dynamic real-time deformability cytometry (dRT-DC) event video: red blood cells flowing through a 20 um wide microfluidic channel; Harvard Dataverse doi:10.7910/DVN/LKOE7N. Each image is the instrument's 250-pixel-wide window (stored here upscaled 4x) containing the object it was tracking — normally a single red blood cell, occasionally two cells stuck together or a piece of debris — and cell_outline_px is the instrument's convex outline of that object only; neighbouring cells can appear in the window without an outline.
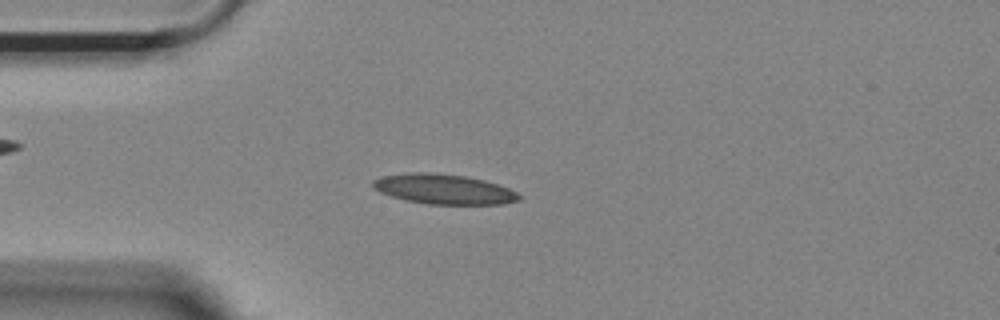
{"species": "Egyptian fruit bat (a non-hibernating species)", "species_latin": "Rousettus aegyptiacus", "temperature_condition": "room temperature", "stored_images_in_passage": 53, "camera_frame_rate_fps": 3000, "um_per_image_px": 0.085, "animal": {"sex": "female"}, "frame": {"image": 1, "passage_image": 13, "time_ms": 4.0, "image_size_px": [1000, 320], "cell_outline_px": [[524, 196], [520, 200], [504, 204], [428, 204], [404, 200], [380, 192], [372, 188], [372, 180], [384, 176], [412, 172], [428, 172], [464, 176], [484, 180], [508, 188]], "centroid_in_image_um": [37.73, 16.08], "position_along_channel_um": 47.3, "area_um2": 25.49}}
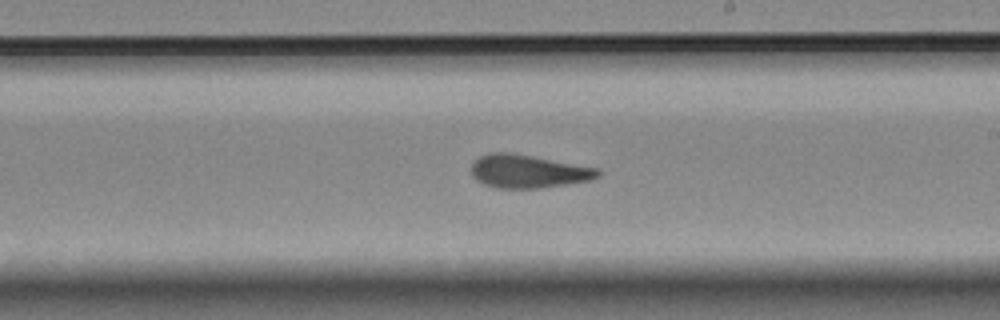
{"frame": {"image": 2, "passage_image": 30, "time_ms": 9.667, "image_size_px": [1000, 320], "cell_outline_px": [[600, 176], [592, 180], [568, 184], [540, 188], [496, 188], [484, 184], [476, 180], [472, 176], [472, 164], [480, 156], [488, 152], [508, 152], [532, 156], [600, 168]], "centroid_in_image_um": [44.91, 14.57], "position_along_channel_um": 244.1, "area_um2": 24.62}}
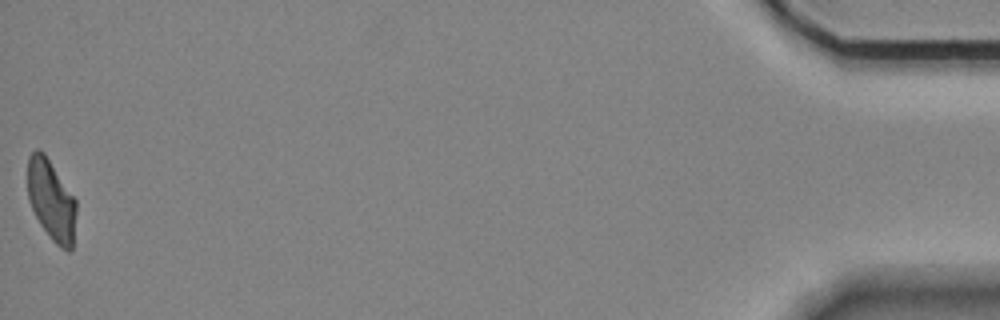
{"frame": {"image": 3, "passage_image": 53, "time_ms": 17.333, "image_size_px": [1000, 320], "cell_outline_px": [[76, 212], [72, 248], [68, 252], [60, 248], [52, 240], [40, 224], [28, 200], [28, 156], [36, 148], [44, 152], [76, 200]], "centroid_in_image_um": [4.36, 17.02], "position_along_channel_um": 430.8, "area_um2": 22.77}, "authors_computed_cell_mechanics": {"area_um2": 24.3916, "velocity_mm_per_s": 3.6874, "shape_relaxation_time_tau1_ms": 7.6368, "shape_relaxation_time_tau2_ms": 1.7986, "deformation_change_tau1": 0.1696, "deformation_change_tau2": 0.0945}}